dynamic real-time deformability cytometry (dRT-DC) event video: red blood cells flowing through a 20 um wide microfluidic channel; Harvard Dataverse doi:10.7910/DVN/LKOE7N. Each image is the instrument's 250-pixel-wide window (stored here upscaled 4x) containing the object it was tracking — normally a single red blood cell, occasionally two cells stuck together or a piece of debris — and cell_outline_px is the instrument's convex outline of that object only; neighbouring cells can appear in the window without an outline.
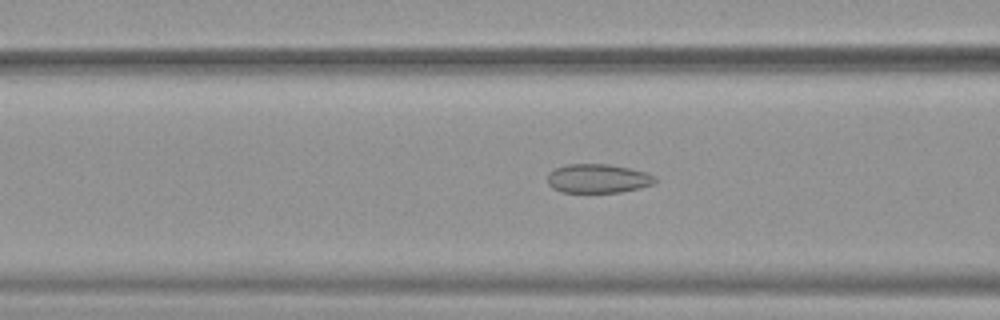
{"species": "common noctule bat (a hibernating species)", "species_latin": "Nyctalus noctula", "temperature_condition": "warm", "stored_images_in_passage": 52, "camera_frame_rate_fps": 3000, "um_per_image_px": 0.085, "animal": {"sex": "female", "body_mass_g": 19.9}, "frame": {"image": 1, "passage_image": 21, "time_ms": 6.667, "image_size_px": [1000, 320], "cell_outline_px": [[656, 180], [652, 184], [640, 188], [620, 192], [560, 192], [552, 188], [548, 184], [548, 172], [564, 164], [608, 164], [628, 168], [644, 172], [656, 176]], "centroid_in_image_um": [50.79, 15.17], "position_along_channel_um": 115.8, "area_um2": 18.15}}
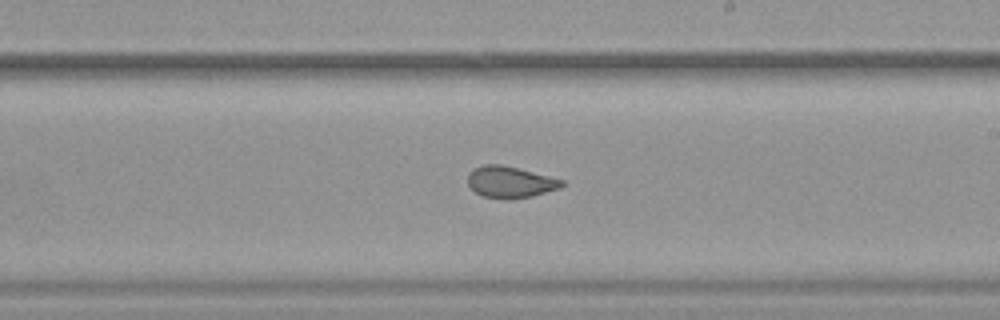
{"frame": {"image": 2, "passage_image": 31, "time_ms": 10.0, "image_size_px": [1000, 320], "cell_outline_px": [[564, 184], [560, 188], [532, 196], [508, 200], [504, 200], [484, 196], [476, 192], [468, 184], [468, 172], [484, 164], [500, 164], [564, 180]], "centroid_in_image_um": [43.35, 15.49], "position_along_channel_um": 245.6, "area_um2": 17.11}}
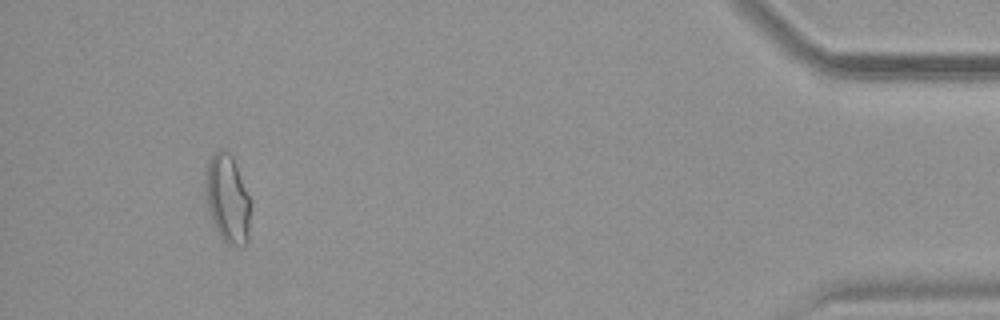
{"frame": {"image": 3, "passage_image": 49, "time_ms": 16.0, "image_size_px": [1000, 320], "cell_outline_px": [[248, 240], [240, 248], [228, 244], [220, 236], [212, 220], [208, 208], [208, 160], [216, 152], [228, 152], [232, 156], [236, 164], [248, 196]], "centroid_in_image_um": [19.36, 16.96], "position_along_channel_um": 415.8, "area_um2": 21.79}, "authors_computed_cell_mechanics": {"area_um2": 20.1433, "velocity_mm_per_s": 3.9055, "shape_relaxation_time_tau1_ms": 9.7835, "shape_relaxation_time_tau2_ms": 0.9339, "deformation_change_tau1": 0.1841, "deformation_change_tau2": 0.0696}}